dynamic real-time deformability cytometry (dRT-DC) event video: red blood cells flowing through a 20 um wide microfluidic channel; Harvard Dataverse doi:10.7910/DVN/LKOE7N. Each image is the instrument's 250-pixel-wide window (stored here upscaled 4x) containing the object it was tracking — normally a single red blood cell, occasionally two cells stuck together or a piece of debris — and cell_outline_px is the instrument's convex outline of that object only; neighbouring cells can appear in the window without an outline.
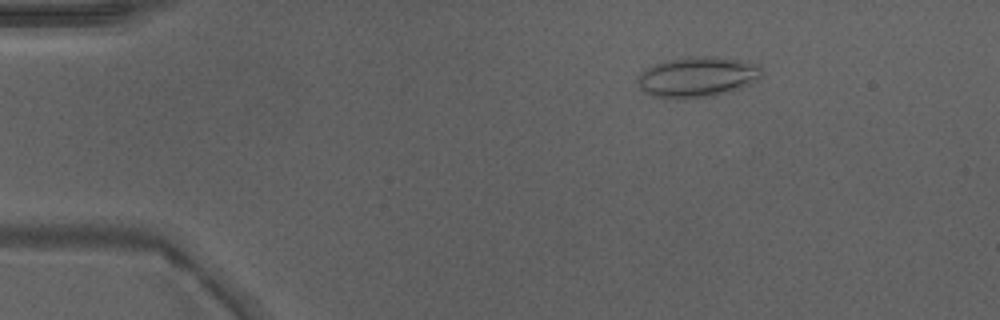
{"species": "Egyptian fruit bat (a non-hibernating species)", "species_latin": "Rousettus aegyptiacus", "temperature_condition": "warm", "stored_images_in_passage": 47, "camera_frame_rate_fps": 3000, "um_per_image_px": 0.085, "animal": {"sex": "male"}, "frame": {"image": 1, "passage_image": 7, "time_ms": 2.0, "image_size_px": [1000, 320], "cell_outline_px": [[760, 76], [756, 80], [732, 92], [716, 96], [684, 100], [664, 100], [652, 96], [644, 92], [636, 80], [640, 72], [644, 68], [664, 60], [684, 56], [716, 56], [740, 60], [760, 64]], "centroid_in_image_um": [59.21, 6.56], "position_along_channel_um": 25.8, "area_um2": 30.23}}
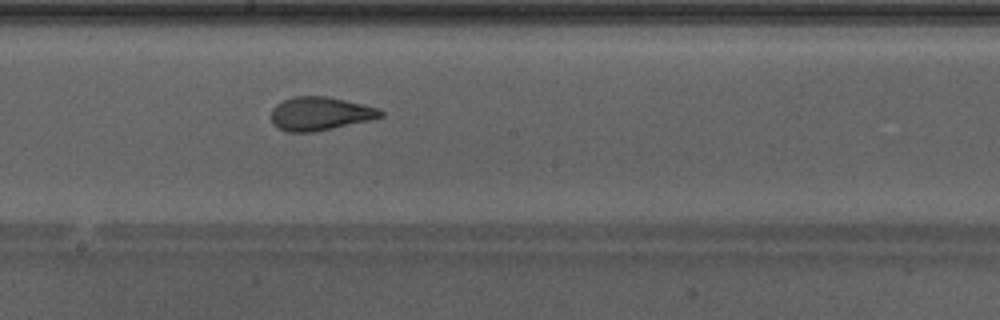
{"frame": {"image": 2, "passage_image": 26, "time_ms": 8.333, "image_size_px": [1000, 320], "cell_outline_px": [[384, 116], [372, 120], [312, 132], [288, 132], [272, 124], [272, 108], [276, 104], [284, 100], [296, 96], [328, 96], [364, 104], [380, 108], [384, 112]], "centroid_in_image_um": [27.25, 9.65], "position_along_channel_um": 221.0, "area_um2": 21.44}}
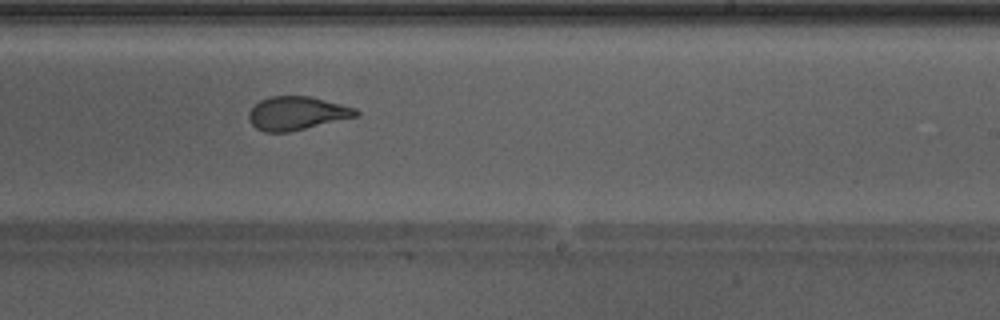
{"frame": {"image": 3, "passage_image": 29, "time_ms": 9.333, "image_size_px": [1000, 320], "cell_outline_px": [[360, 116], [288, 132], [264, 132], [256, 128], [248, 120], [248, 112], [260, 100], [268, 96], [312, 96], [356, 108], [360, 112]], "centroid_in_image_um": [25.25, 9.62], "position_along_channel_um": 263.8, "area_um2": 21.1}, "authors_computed_cell_mechanics": {"area_um2": 23.12, "velocity_mm_per_s": 4.2965, "shape_relaxation_time_tau1_ms": null, "shape_relaxation_time_tau2_ms": 1.0242, "deformation_change_tau1": null, "deformation_change_tau2": 0.0865}}